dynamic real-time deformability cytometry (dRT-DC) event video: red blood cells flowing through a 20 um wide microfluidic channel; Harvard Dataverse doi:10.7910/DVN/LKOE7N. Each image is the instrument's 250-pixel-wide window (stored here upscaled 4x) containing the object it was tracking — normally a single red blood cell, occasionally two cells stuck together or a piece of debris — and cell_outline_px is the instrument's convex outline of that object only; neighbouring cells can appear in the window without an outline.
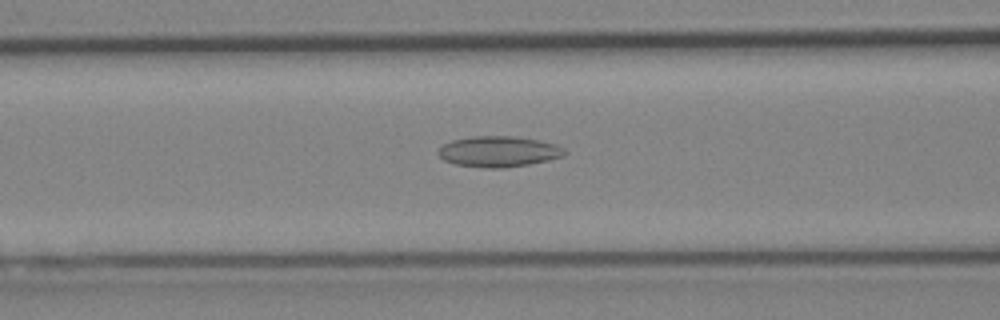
{"species": "Egyptian fruit bat (a non-hibernating species)", "species_latin": "Rousettus aegyptiacus", "temperature_condition": "cold", "stored_images_in_passage": 31, "camera_frame_rate_fps": 3000, "um_per_image_px": 0.085, "animal": {"sex": "female"}, "frame": {"image": 1, "passage_image": 7, "time_ms": 2.0, "image_size_px": [1000, 320], "cell_outline_px": [[568, 152], [564, 156], [548, 160], [528, 164], [504, 168], [484, 168], [456, 164], [444, 160], [436, 152], [444, 144], [452, 140], [472, 136], [512, 136], [536, 140], [556, 144], [564, 148]], "centroid_in_image_um": [42.39, 12.88], "position_along_channel_um": 124.2, "area_um2": 22.6}}
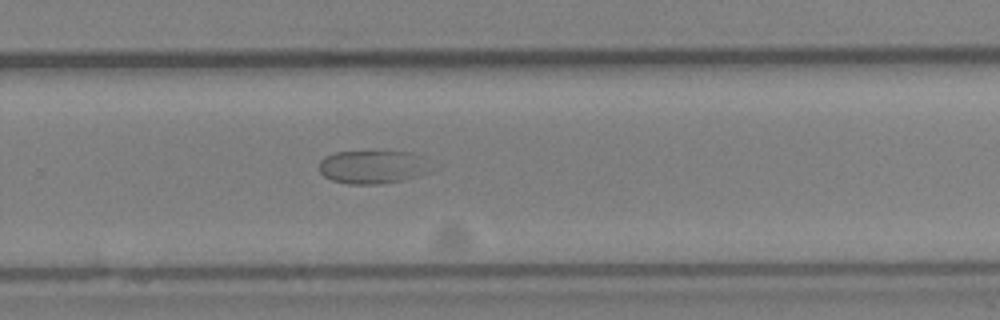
{"frame": {"image": 2, "passage_image": 20, "time_ms": 6.333, "image_size_px": [1000, 320], "cell_outline_px": [[428, 172], [416, 176], [400, 180], [376, 184], [348, 184], [332, 180], [324, 176], [320, 172], [320, 160], [324, 156], [332, 152], [412, 152], [420, 156]], "centroid_in_image_um": [31.55, 14.19], "position_along_channel_um": 298.2, "area_um2": 21.1}}
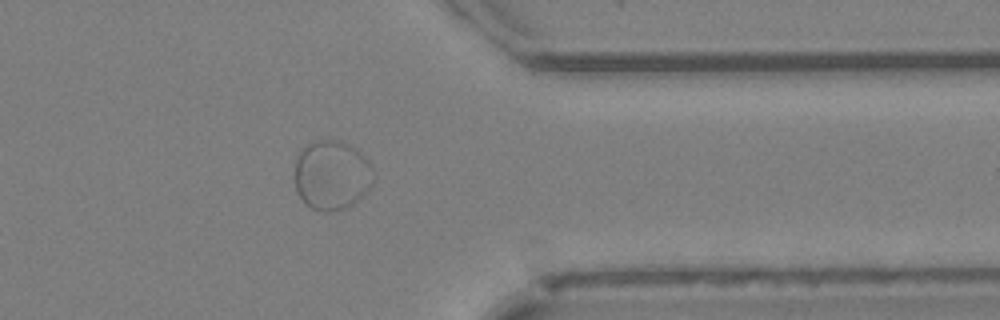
{"frame": {"image": 3, "passage_image": 27, "time_ms": 8.667, "image_size_px": [1000, 320], "cell_outline_px": [[372, 184], [348, 208], [332, 212], [324, 212], [312, 208], [296, 192], [296, 160], [300, 152], [308, 144], [316, 140], [340, 140], [356, 148], [372, 164]], "centroid_in_image_um": [28.21, 14.88], "position_along_channel_um": 383.2, "area_um2": 31.62}}